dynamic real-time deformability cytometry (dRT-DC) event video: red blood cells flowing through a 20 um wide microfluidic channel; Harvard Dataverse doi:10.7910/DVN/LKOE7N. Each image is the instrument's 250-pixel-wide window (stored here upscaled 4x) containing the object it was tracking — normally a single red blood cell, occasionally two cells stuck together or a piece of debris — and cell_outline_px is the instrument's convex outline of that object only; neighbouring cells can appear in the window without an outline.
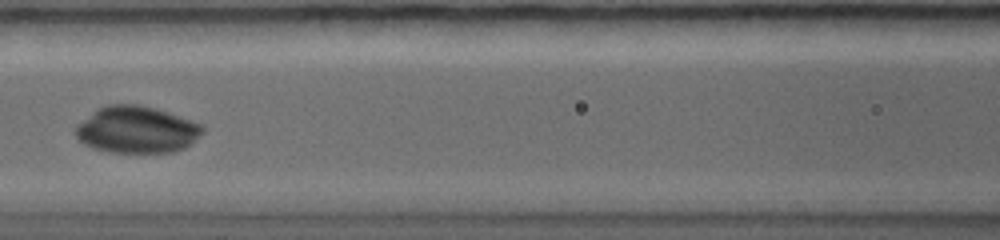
{"species": "common noctule bat (a hibernating species)", "species_latin": "Nyctalus noctula", "temperature_condition": "warm", "stored_images_in_passage": 25, "camera_frame_rate_fps": 5000, "um_per_image_px": 0.085, "animal": {"sex": "female", "body_mass_g": 19.0, "forearm_length_mm": 56.7}, "frame": {"image": 1, "passage_image": 10, "time_ms": 3.0, "image_size_px": [1000, 240], "cell_outline_px": [[204, 132], [184, 148], [172, 152], [112, 152], [92, 148], [84, 144], [76, 136], [76, 124], [100, 108], [108, 104], [140, 104], [192, 120], [200, 124], [204, 128]], "centroid_in_image_um": [11.61, 11.02], "position_along_channel_um": 155.0, "area_um2": 34.28}}
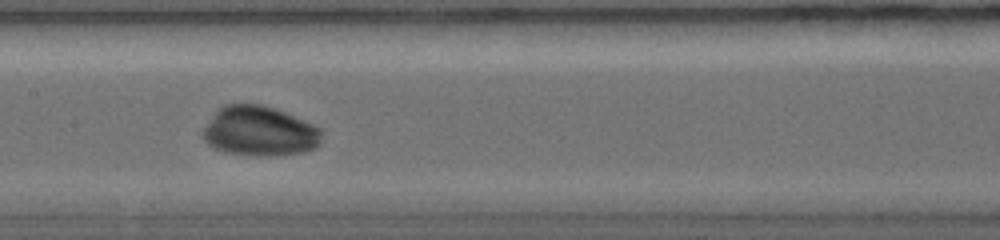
{"frame": {"image": 2, "passage_image": 11, "time_ms": 3.6, "image_size_px": [1000, 240], "cell_outline_px": [[324, 132], [320, 144], [316, 148], [304, 152], [268, 156], [260, 156], [224, 152], [208, 144], [200, 136], [200, 132], [216, 112], [220, 108], [228, 104], [260, 104], [284, 112], [312, 124], [320, 128]], "centroid_in_image_um": [22.07, 11.17], "position_along_channel_um": 185.3, "area_um2": 34.45}}
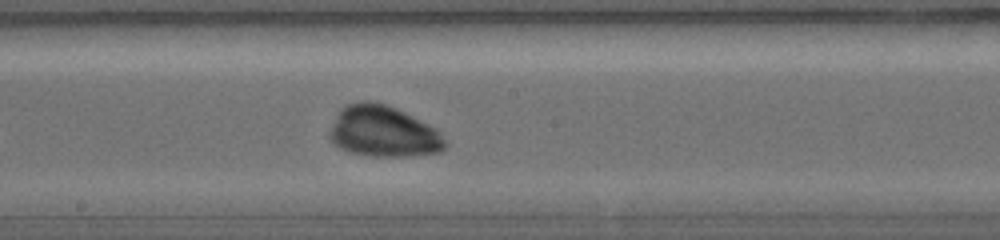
{"frame": {"image": 3, "passage_image": 12, "time_ms": 4.2, "image_size_px": [1000, 240], "cell_outline_px": [[448, 144], [440, 152], [408, 156], [372, 156], [348, 152], [340, 148], [328, 136], [328, 132], [340, 108], [348, 104], [384, 104], [396, 108], [436, 128], [440, 132]], "centroid_in_image_um": [32.6, 11.22], "position_along_channel_um": 215.6, "area_um2": 33.81}}